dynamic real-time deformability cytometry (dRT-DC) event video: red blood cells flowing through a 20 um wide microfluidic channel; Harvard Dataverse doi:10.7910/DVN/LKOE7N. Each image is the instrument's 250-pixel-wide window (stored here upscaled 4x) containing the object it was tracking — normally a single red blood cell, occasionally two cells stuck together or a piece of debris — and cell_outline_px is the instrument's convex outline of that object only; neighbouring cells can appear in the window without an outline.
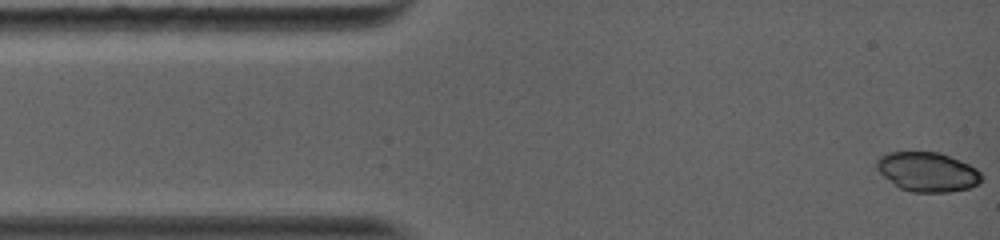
{"species": "common noctule bat (a hibernating species)", "species_latin": "Nyctalus noctula", "temperature_condition": "warm", "stored_images_in_passage": 8, "camera_frame_rate_fps": 5000, "um_per_image_px": 0.085, "animal": {"sex": "female", "body_mass_g": 19.0, "forearm_length_mm": 56.7}, "frame": {"image": 1, "passage_image": 1, "time_ms": 0.0, "image_size_px": [1000, 240], "cell_outline_px": [[980, 180], [976, 184], [968, 188], [948, 192], [912, 192], [900, 188], [884, 176], [876, 168], [876, 160], [880, 156], [888, 152], [940, 152], [960, 160], [976, 168], [980, 172]], "centroid_in_image_um": [78.81, 14.6], "position_along_channel_um": 6.2, "area_um2": 23.87}}
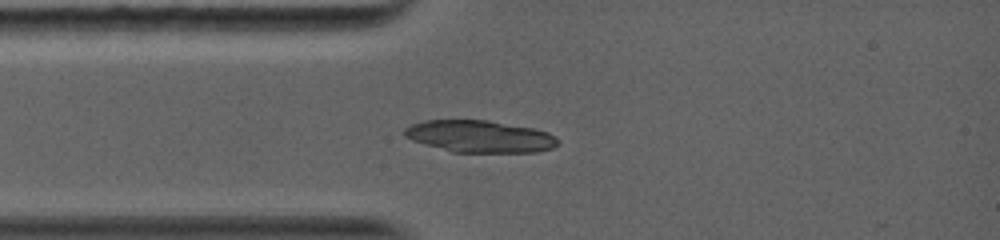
{"frame": {"image": 2, "passage_image": 8, "time_ms": 2.8, "image_size_px": [1000, 240], "cell_outline_px": [[560, 144], [552, 148], [536, 152], [452, 152], [424, 144], [412, 140], [404, 136], [404, 128], [412, 124], [424, 120], [488, 120], [532, 128], [548, 132], [560, 140]], "centroid_in_image_um": [40.79, 11.6], "position_along_channel_um": 44.2, "area_um2": 28.67}}